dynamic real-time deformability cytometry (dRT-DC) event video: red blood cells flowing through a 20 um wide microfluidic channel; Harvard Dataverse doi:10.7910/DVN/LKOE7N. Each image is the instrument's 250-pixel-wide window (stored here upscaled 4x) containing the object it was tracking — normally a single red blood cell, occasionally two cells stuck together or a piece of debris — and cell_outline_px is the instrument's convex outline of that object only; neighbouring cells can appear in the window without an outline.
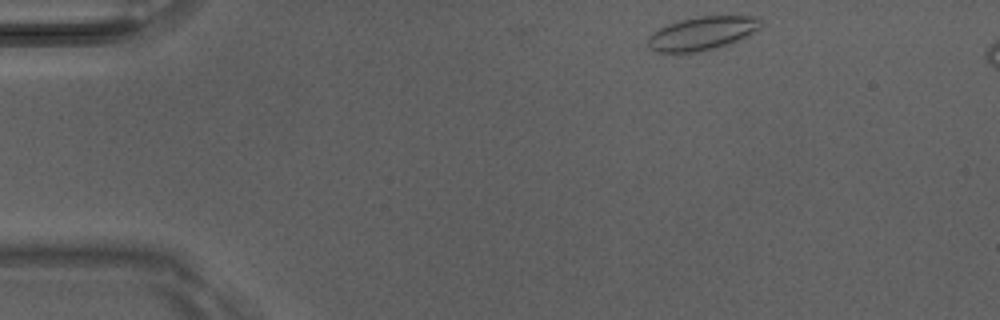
{"species": "Egyptian fruit bat (a non-hibernating species)", "species_latin": "Rousettus aegyptiacus", "temperature_condition": "room temperature", "stored_images_in_passage": 4, "camera_frame_rate_fps": 3000, "um_per_image_px": 0.085, "animal": {"sex": "male"}, "frame": {"image": 1, "passage_image": 1, "time_ms": 0.0, "image_size_px": [1000, 320], "cell_outline_px": [[760, 28], [736, 40], [716, 48], [696, 52], [656, 52], [648, 48], [648, 36], [652, 32], [668, 24], [680, 20], [700, 16], [760, 16]], "centroid_in_image_um": [59.63, 2.83], "position_along_channel_um": 25.4, "area_um2": 21.73}}